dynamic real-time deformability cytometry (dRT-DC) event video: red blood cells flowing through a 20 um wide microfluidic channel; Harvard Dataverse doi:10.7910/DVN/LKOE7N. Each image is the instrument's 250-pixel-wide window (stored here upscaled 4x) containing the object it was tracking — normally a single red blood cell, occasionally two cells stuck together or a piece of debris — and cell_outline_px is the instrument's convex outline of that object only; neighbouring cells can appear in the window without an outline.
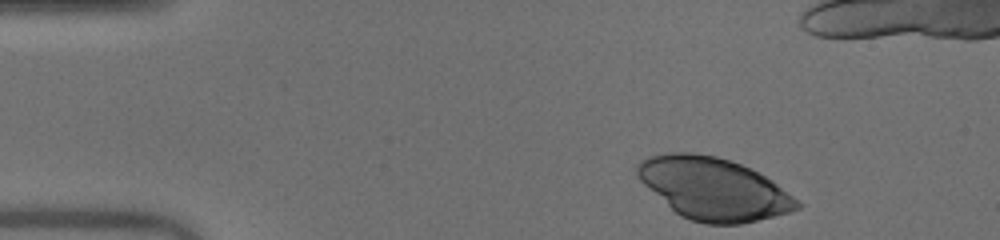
{"species": "human", "species_latin": "Homo sapiens", "temperature_condition": "warm", "stored_images_in_passage": 36, "camera_frame_rate_fps": 3000, "um_per_image_px": 0.085, "donor": {"sex": "male"}, "frame": {"image": 1, "passage_image": 1, "time_ms": 0.0, "image_size_px": [1000, 240], "cell_outline_px": [[800, 208], [788, 212], [740, 224], [704, 224], [680, 216], [644, 184], [640, 180], [636, 172], [636, 164], [640, 160], [648, 156], [664, 152], [692, 152], [716, 156], [740, 164], [772, 180], [792, 196], [800, 204]], "centroid_in_image_um": [60.59, 16.02], "position_along_channel_um": 24.4, "area_um2": 57.28}}